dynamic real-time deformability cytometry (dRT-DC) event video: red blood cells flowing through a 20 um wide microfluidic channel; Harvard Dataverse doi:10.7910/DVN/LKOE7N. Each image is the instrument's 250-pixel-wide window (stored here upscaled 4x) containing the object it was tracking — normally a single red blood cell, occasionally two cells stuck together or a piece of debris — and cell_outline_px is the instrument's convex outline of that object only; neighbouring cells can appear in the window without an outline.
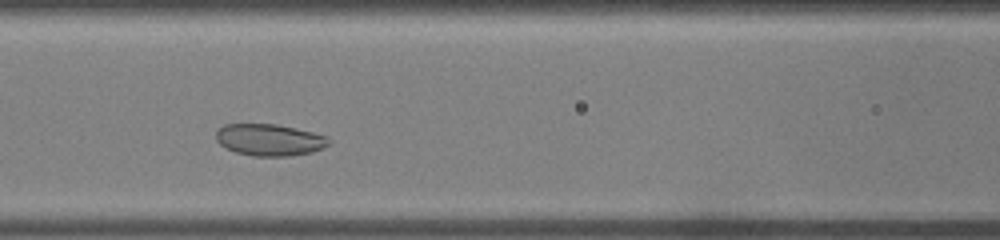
{"species": "common noctule bat (a hibernating species)", "species_latin": "Nyctalus noctula", "temperature_condition": "warm", "stored_images_in_passage": 25, "camera_frame_rate_fps": 3000, "um_per_image_px": 0.085, "animal": {"sex": "male", "body_mass_g": 19.0, "forearm_length_mm": 50.8}, "frame": {"image": 1, "passage_image": 9, "time_ms": 2.667, "image_size_px": [1000, 240], "cell_outline_px": [[332, 140], [328, 144], [312, 152], [288, 156], [252, 156], [236, 152], [224, 148], [216, 140], [216, 132], [224, 124], [276, 124], [312, 132], [328, 136]], "centroid_in_image_um": [22.89, 11.89], "position_along_channel_um": 143.7, "area_um2": 20.87}}
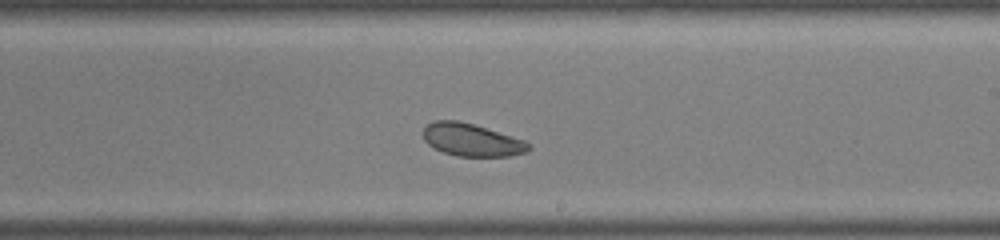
{"frame": {"image": 2, "passage_image": 15, "time_ms": 4.667, "image_size_px": [1000, 240], "cell_outline_px": [[532, 148], [524, 152], [508, 156], [456, 156], [444, 152], [428, 144], [424, 140], [424, 128], [432, 120], [456, 120], [472, 124], [512, 136], [524, 140], [532, 144]], "centroid_in_image_um": [40.1, 11.89], "position_along_channel_um": 248.9, "area_um2": 19.83}}
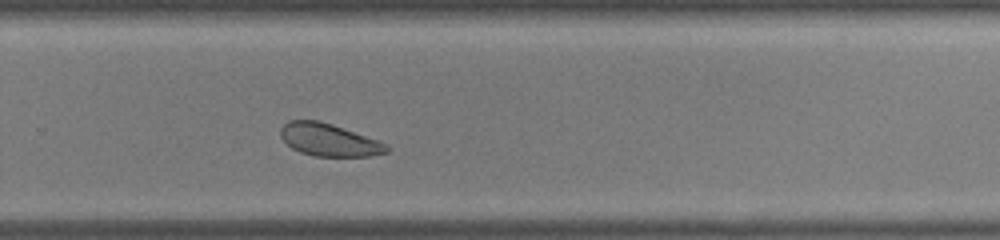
{"frame": {"image": 3, "passage_image": 18, "time_ms": 5.667, "image_size_px": [1000, 240], "cell_outline_px": [[392, 148], [388, 152], [368, 156], [316, 156], [300, 152], [292, 148], [280, 136], [280, 128], [288, 120], [320, 120], [332, 124], [388, 144]], "centroid_in_image_um": [27.97, 11.88], "position_along_channel_um": 301.8, "area_um2": 20.06}}